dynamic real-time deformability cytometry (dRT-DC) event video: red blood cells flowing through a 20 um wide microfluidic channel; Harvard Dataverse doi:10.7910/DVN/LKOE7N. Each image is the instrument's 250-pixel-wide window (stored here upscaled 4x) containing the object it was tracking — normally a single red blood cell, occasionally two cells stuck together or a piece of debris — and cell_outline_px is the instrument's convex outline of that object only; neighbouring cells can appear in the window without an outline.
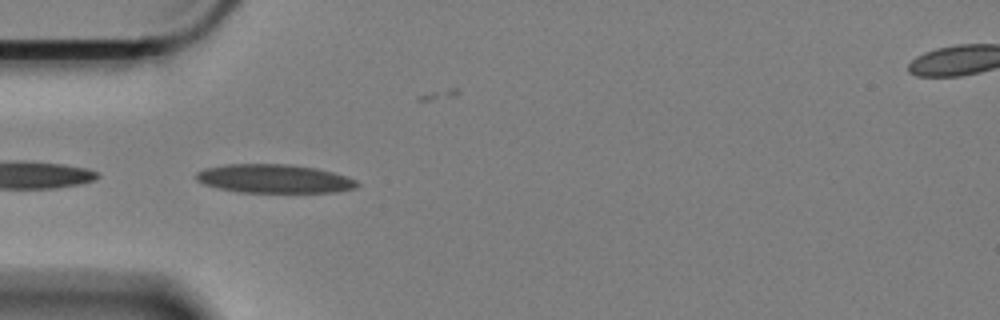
{"species": "Egyptian fruit bat (a non-hibernating species)", "species_latin": "Rousettus aegyptiacus", "temperature_condition": "cold", "stored_images_in_passage": 24, "camera_frame_rate_fps": 3000, "um_per_image_px": 0.085, "animal": {"sex": "female"}, "frame": {"image": 1, "passage_image": 1, "time_ms": 0.0, "image_size_px": [1000, 320], "cell_outline_px": [[360, 184], [356, 188], [336, 192], [240, 192], [220, 188], [204, 184], [196, 180], [196, 172], [204, 168], [228, 164], [292, 164], [316, 168], [332, 172], [356, 180]], "centroid_in_image_um": [23.3, 15.18], "position_along_channel_um": 61.7, "area_um2": 26.82}}
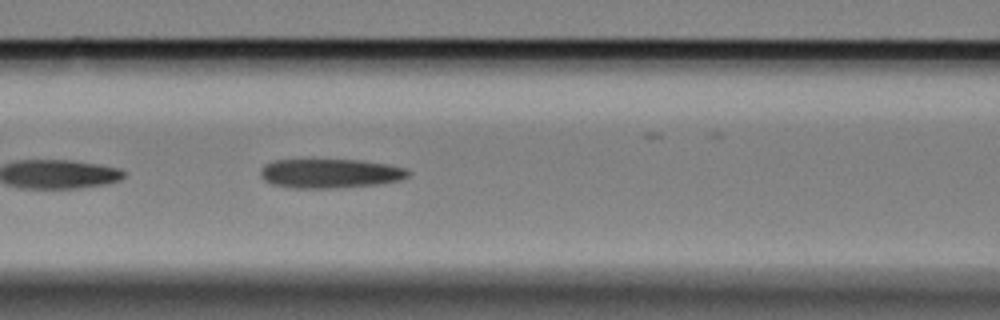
{"frame": {"image": 2, "passage_image": 8, "time_ms": 2.333, "image_size_px": [1000, 320], "cell_outline_px": [[412, 172], [408, 176], [400, 180], [376, 184], [336, 188], [292, 188], [272, 184], [264, 180], [260, 176], [260, 168], [264, 164], [272, 160], [364, 160], [388, 164], [404, 168]], "centroid_in_image_um": [28.03, 14.74], "position_along_channel_um": 138.6, "area_um2": 25.32}}